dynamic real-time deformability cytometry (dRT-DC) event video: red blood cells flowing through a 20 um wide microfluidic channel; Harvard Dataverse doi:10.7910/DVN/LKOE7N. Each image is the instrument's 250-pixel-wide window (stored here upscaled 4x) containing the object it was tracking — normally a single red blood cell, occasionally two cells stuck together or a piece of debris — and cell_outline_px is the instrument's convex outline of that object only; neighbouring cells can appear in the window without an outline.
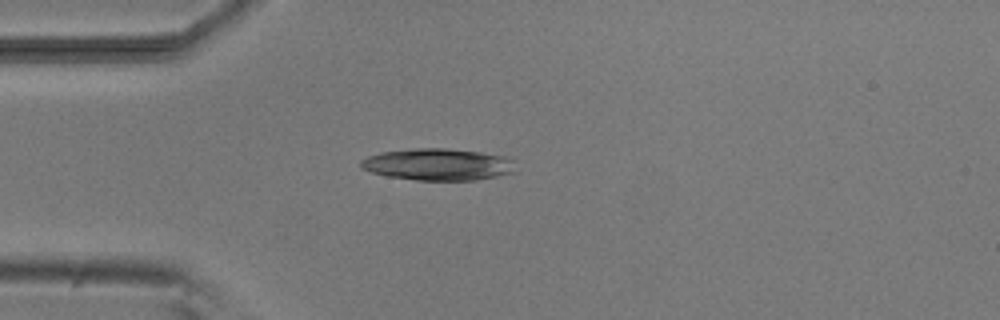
{"species": "common noctule bat (a hibernating species)", "species_latin": "Nyctalus noctula", "temperature_condition": "room temperature", "stored_images_in_passage": 47, "camera_frame_rate_fps": 3000, "um_per_image_px": 0.085, "animal": {"sex": "male", "body_mass_g": 20.5, "forearm_length_mm": 52.5}, "frame": {"image": 1, "passage_image": 12, "time_ms": 3.667, "image_size_px": [1000, 320], "cell_outline_px": [[512, 172], [496, 176], [476, 180], [416, 180], [388, 176], [372, 172], [360, 168], [360, 160], [368, 156], [380, 152], [416, 148], [444, 148], [480, 152], [504, 156], [512, 160]], "centroid_in_image_um": [37.16, 13.97], "position_along_channel_um": 47.8, "area_um2": 28.44}}
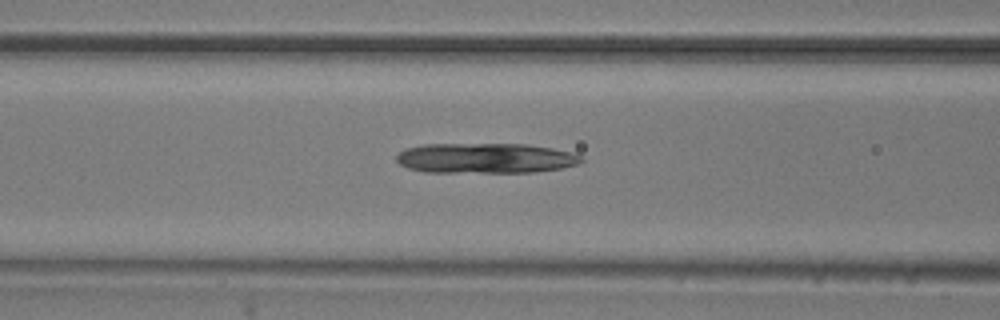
{"frame": {"image": 2, "passage_image": 19, "time_ms": 6.0, "image_size_px": [1000, 320], "cell_outline_px": [[584, 160], [580, 164], [560, 168], [536, 172], [424, 172], [408, 168], [400, 164], [396, 160], [396, 156], [404, 148], [424, 144], [528, 144], [576, 152]], "centroid_in_image_um": [41.29, 13.44], "position_along_channel_um": 125.3, "area_um2": 32.83}}
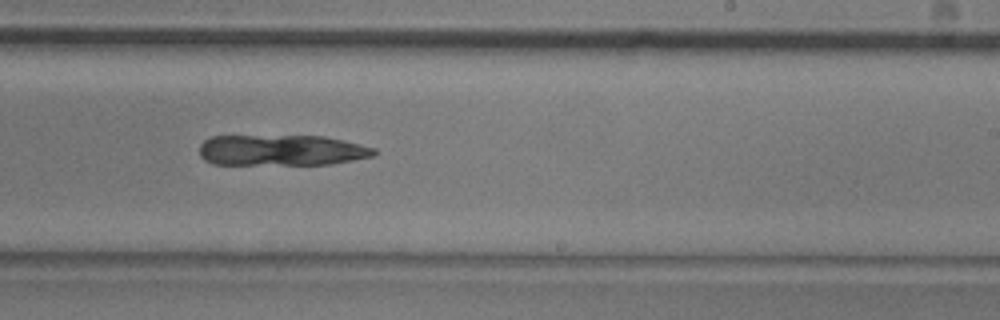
{"frame": {"image": 3, "passage_image": 30, "time_ms": 9.667, "image_size_px": [1000, 320], "cell_outline_px": [[376, 156], [328, 164], [212, 164], [204, 160], [200, 156], [200, 144], [204, 140], [212, 136], [324, 136], [344, 140], [376, 148]], "centroid_in_image_um": [23.93, 12.77], "position_along_channel_um": 265.1, "area_um2": 31.5}}